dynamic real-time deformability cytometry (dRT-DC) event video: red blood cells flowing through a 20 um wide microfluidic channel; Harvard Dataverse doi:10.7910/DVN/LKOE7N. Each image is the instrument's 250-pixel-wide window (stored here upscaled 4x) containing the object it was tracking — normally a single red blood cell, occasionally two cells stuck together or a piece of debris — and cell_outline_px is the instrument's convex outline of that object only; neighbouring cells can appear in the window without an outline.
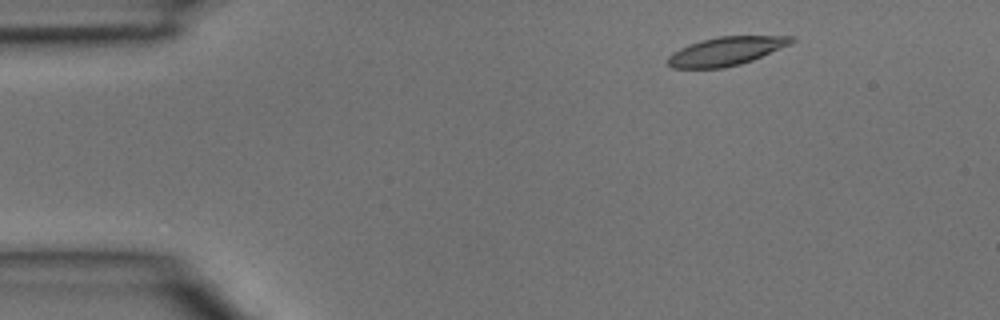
{"species": "common noctule bat (a hibernating species)", "species_latin": "Nyctalus noctula", "temperature_condition": "room temperature", "stored_images_in_passage": 4, "camera_frame_rate_fps": 3000, "um_per_image_px": 0.085, "animal": {"sex": "male", "body_mass_g": 15.6}, "frame": {"image": 1, "passage_image": 2, "time_ms": 0.333, "image_size_px": [1000, 320], "cell_outline_px": [[796, 40], [792, 44], [752, 60], [740, 64], [724, 68], [672, 68], [668, 64], [668, 56], [672, 52], [688, 44], [700, 40], [720, 36], [796, 36]], "centroid_in_image_um": [61.73, 4.34], "position_along_channel_um": 23.3, "area_um2": 20.69}}
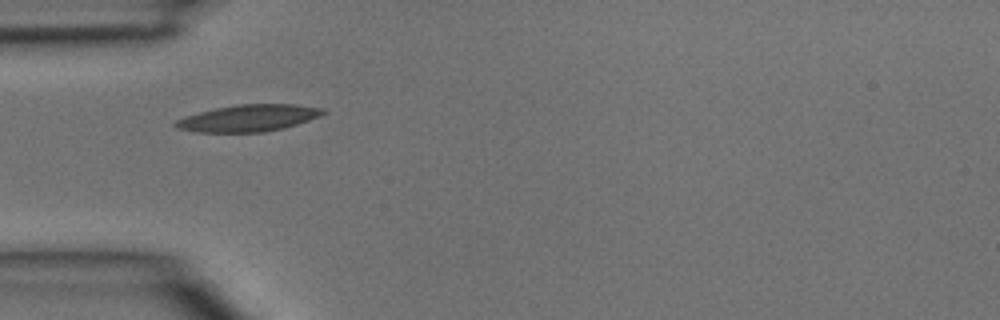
{"frame": {"image": 2, "passage_image": 4, "time_ms": 1.0, "image_size_px": [1000, 320], "cell_outline_px": [[328, 112], [320, 116], [284, 128], [264, 132], [196, 132], [176, 128], [172, 124], [176, 120], [184, 116], [216, 108], [240, 104], [296, 104], [324, 108]], "centroid_in_image_um": [21.13, 10.03], "position_along_channel_um": 63.9, "area_um2": 23.06}}